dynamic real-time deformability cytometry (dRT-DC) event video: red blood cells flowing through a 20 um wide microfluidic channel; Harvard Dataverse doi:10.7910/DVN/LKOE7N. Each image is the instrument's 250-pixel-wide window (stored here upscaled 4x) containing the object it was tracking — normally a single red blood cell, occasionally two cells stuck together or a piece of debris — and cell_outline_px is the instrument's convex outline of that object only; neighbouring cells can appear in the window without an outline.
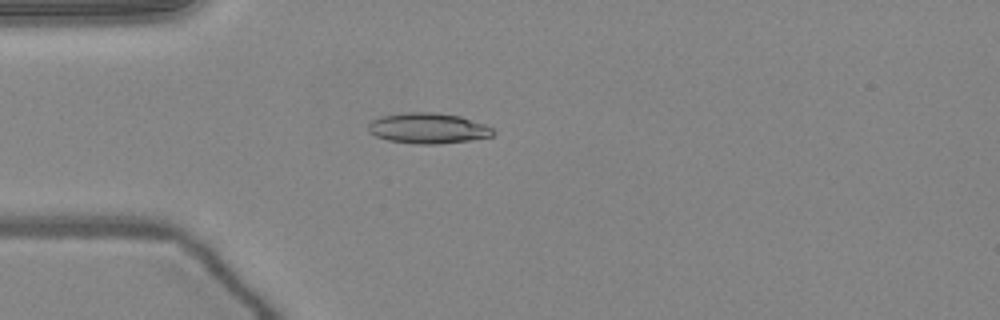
{"species": "common noctule bat (a hibernating species)", "species_latin": "Nyctalus noctula", "temperature_condition": "warm", "stored_images_in_passage": 51, "camera_frame_rate_fps": 3000, "um_per_image_px": 0.085, "animal": {"sex": "female", "body_mass_g": 24.6, "forearm_length_mm": 56.2}, "frame": {"image": 1, "passage_image": 14, "time_ms": 4.333, "image_size_px": [1000, 320], "cell_outline_px": [[496, 132], [492, 136], [468, 140], [440, 144], [416, 144], [388, 140], [376, 136], [368, 132], [368, 124], [372, 120], [380, 116], [408, 112], [432, 112], [460, 116], [484, 124], [492, 128]], "centroid_in_image_um": [36.36, 10.9], "position_along_channel_um": 48.6, "area_um2": 22.2}}
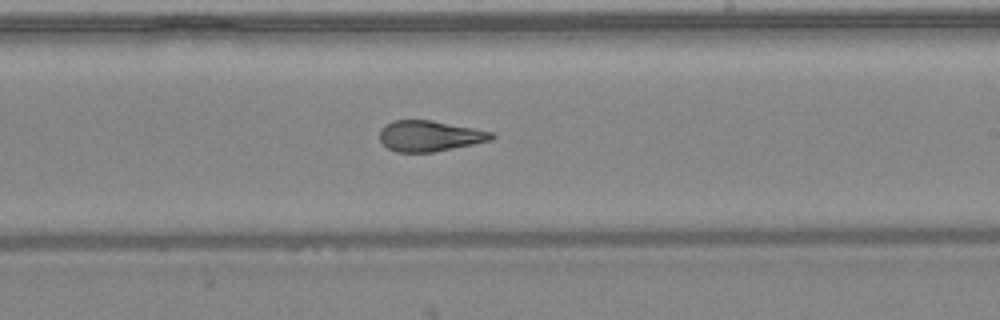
{"frame": {"image": 2, "passage_image": 30, "time_ms": 9.667, "image_size_px": [1000, 320], "cell_outline_px": [[496, 136], [492, 140], [432, 152], [396, 152], [388, 148], [380, 140], [380, 128], [384, 124], [392, 120], [432, 120], [476, 128], [492, 132]], "centroid_in_image_um": [36.51, 11.54], "position_along_channel_um": 252.5, "area_um2": 20.11}}
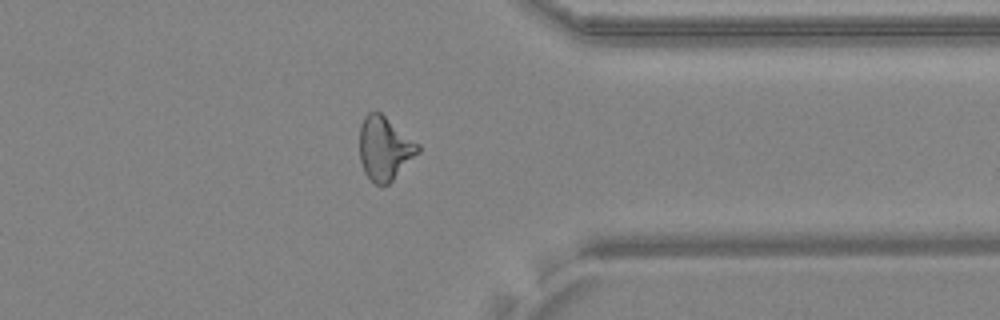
{"frame": {"image": 3, "passage_image": 40, "time_ms": 13.0, "image_size_px": [1000, 320], "cell_outline_px": [[420, 152], [388, 184], [376, 184], [364, 172], [360, 160], [360, 128], [364, 116], [368, 112], [380, 112], [420, 144]], "centroid_in_image_um": [32.7, 12.59], "position_along_channel_um": 378.7, "area_um2": 21.5}, "authors_computed_cell_mechanics": {"area_um2": 21.3282, "velocity_mm_per_s": 4.0521, "shape_relaxation_time_tau1_ms": null, "shape_relaxation_time_tau2_ms": 1.6245, "deformation_change_tau1": null, "deformation_change_tau2": 0.0853}}